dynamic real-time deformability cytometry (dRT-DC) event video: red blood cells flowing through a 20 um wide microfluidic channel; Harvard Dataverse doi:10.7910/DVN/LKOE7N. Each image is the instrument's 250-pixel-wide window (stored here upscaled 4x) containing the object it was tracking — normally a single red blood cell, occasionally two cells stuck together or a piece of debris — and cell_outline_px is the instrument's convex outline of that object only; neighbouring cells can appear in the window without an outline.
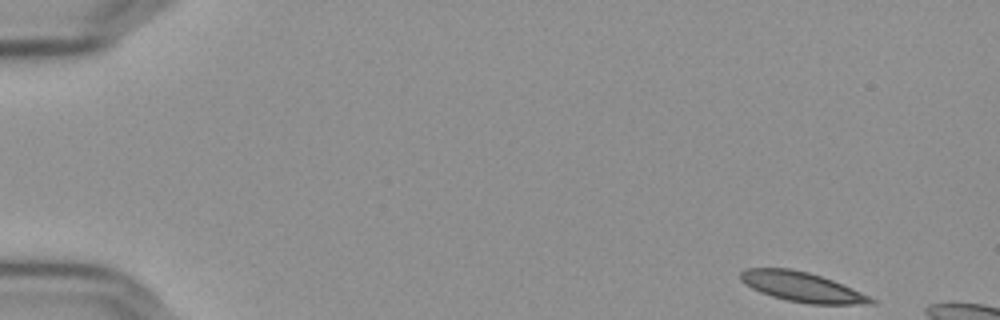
{"species": "Egyptian fruit bat (a non-hibernating species)", "species_latin": "Rousettus aegyptiacus", "temperature_condition": "cold", "stored_images_in_passage": 10, "camera_frame_rate_fps": 3000, "um_per_image_px": 0.085, "frame": {"image": 1, "passage_image": 1, "time_ms": 0.0, "image_size_px": [1000, 320], "cell_outline_px": [[876, 304], [808, 304], [788, 300], [772, 296], [760, 292], [744, 284], [740, 280], [740, 272], [744, 268], [788, 268], [808, 272], [832, 280], [868, 296], [876, 300]], "centroid_in_image_um": [68.12, 24.39], "position_along_channel_um": 16.9, "area_um2": 22.37}}